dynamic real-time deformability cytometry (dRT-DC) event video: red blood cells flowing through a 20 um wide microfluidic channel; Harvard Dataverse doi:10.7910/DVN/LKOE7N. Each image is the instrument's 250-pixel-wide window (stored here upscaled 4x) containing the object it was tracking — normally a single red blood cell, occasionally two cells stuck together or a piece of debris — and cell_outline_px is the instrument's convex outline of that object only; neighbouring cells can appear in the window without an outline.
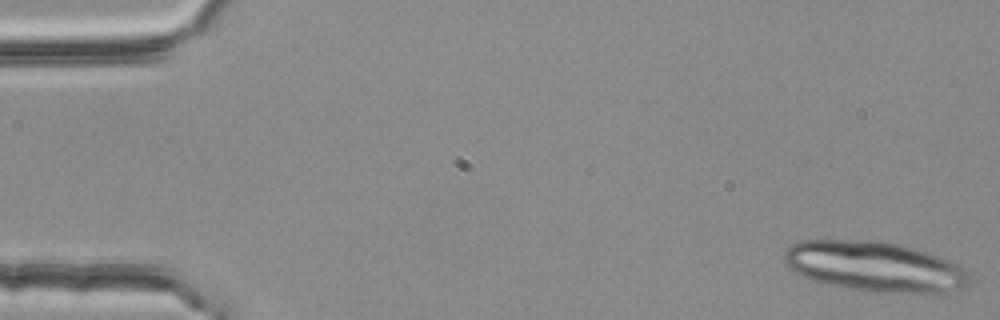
{"species": "common noctule bat (a hibernating species)", "species_latin": "Nyctalus noctula", "temperature_condition": "room temperature", "stored_images_in_passage": 4, "camera_frame_rate_fps": 3000, "um_per_image_px": 0.085, "animal": {"sex": "female", "body_mass_g": 25.1}, "frame": {"image": 1, "passage_image": 4, "time_ms": 1.0, "image_size_px": [1000, 320], "cell_outline_px": [[968, 284], [964, 288], [940, 292], [868, 292], [828, 284], [812, 280], [788, 268], [784, 260], [784, 252], [792, 244], [800, 240], [884, 240], [916, 248], [928, 252], [956, 264], [964, 268], [968, 272]], "centroid_in_image_um": [74.32, 22.64], "position_along_channel_um": 10.7, "area_um2": 53.99}}